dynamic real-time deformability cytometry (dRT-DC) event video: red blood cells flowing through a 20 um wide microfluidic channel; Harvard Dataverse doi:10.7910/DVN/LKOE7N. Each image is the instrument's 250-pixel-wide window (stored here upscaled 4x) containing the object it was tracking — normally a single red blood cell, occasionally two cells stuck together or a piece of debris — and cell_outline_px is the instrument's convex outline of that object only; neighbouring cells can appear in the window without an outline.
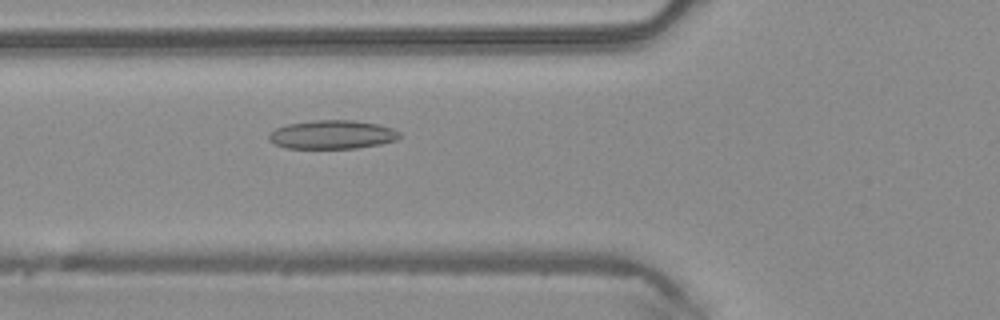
{"species": "common noctule bat (a hibernating species)", "species_latin": "Nyctalus noctula", "temperature_condition": "warm", "stored_images_in_passage": 49, "camera_frame_rate_fps": 3000, "um_per_image_px": 0.085, "animal": {"sex": "male", "body_mass_g": 20.4}, "frame": {"image": 1, "passage_image": 18, "time_ms": 5.667, "image_size_px": [1000, 320], "cell_outline_px": [[400, 136], [396, 140], [380, 144], [356, 148], [284, 148], [268, 140], [268, 132], [276, 128], [288, 124], [316, 120], [352, 120], [376, 124], [392, 128], [400, 132]], "centroid_in_image_um": [28.21, 11.44], "position_along_channel_um": 97.6, "area_um2": 21.79}}
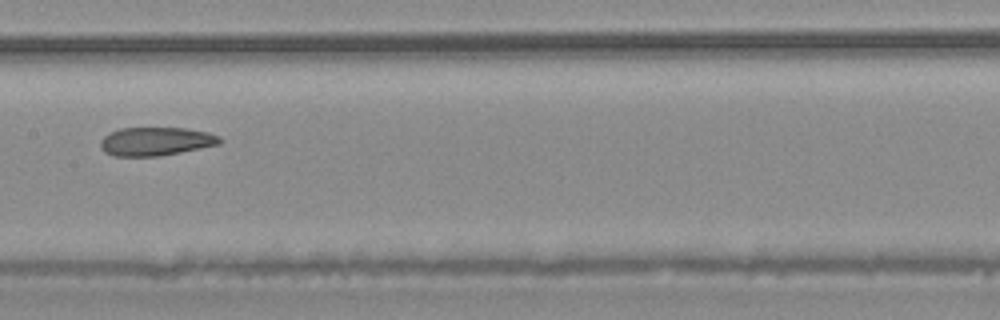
{"frame": {"image": 2, "passage_image": 25, "time_ms": 8.0, "image_size_px": [1000, 320], "cell_outline_px": [[224, 140], [220, 144], [180, 152], [156, 156], [112, 156], [104, 152], [100, 148], [100, 140], [108, 132], [120, 128], [184, 128], [208, 132], [220, 136]], "centroid_in_image_um": [13.22, 12.01], "position_along_channel_um": 194.2, "area_um2": 19.94}}
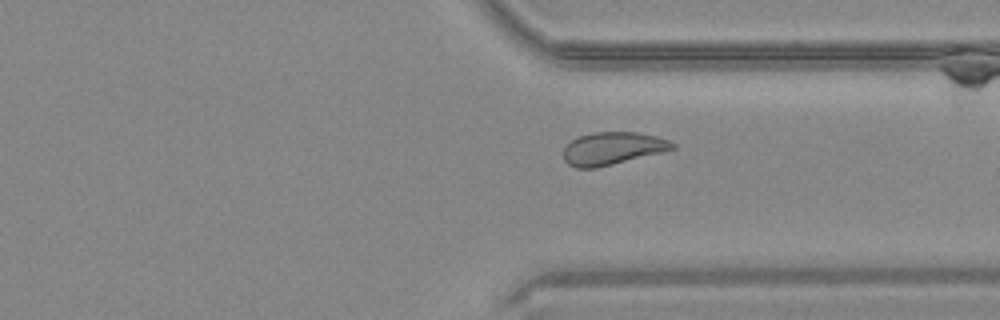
{"frame": {"image": 3, "passage_image": 37, "time_ms": 12.0, "image_size_px": [1000, 320], "cell_outline_px": [[676, 148], [664, 152], [596, 168], [576, 168], [568, 164], [564, 160], [564, 148], [572, 140], [580, 136], [592, 132], [636, 132], [656, 136], [668, 140], [676, 144]], "centroid_in_image_um": [52.09, 12.62], "position_along_channel_um": 359.3, "area_um2": 20.75}, "authors_computed_cell_mechanics": {"area_um2": 21.7906, "velocity_mm_per_s": 4.1204, "shape_relaxation_time_tau1_ms": null, "shape_relaxation_time_tau2_ms": 1.9575, "deformation_change_tau1": null, "deformation_change_tau2": 0.0855}}